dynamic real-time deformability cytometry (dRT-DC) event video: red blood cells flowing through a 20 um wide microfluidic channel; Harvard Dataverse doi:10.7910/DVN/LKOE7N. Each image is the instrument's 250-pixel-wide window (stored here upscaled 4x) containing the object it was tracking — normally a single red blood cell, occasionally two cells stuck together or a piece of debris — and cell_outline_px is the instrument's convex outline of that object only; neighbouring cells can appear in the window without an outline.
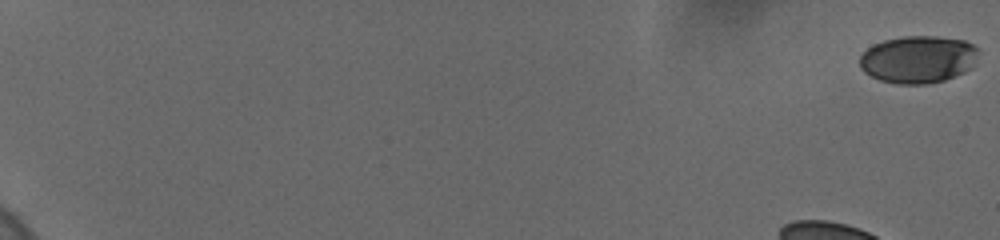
{"species": "human", "species_latin": "Homo sapiens", "temperature_condition": "cold", "stored_images_in_passage": 61, "camera_frame_rate_fps": 3000, "um_per_image_px": 0.085, "donor": {"sex": "female"}, "frame": {"image": 1, "passage_image": 1, "time_ms": 0.0, "image_size_px": [1000, 240], "cell_outline_px": [[980, 48], [972, 68], [964, 72], [944, 80], [924, 84], [900, 84], [880, 80], [864, 72], [860, 68], [860, 56], [872, 44], [884, 40], [904, 36], [936, 36], [964, 40]], "centroid_in_image_um": [78.05, 5.03], "position_along_channel_um": 6.9, "area_um2": 32.89}}
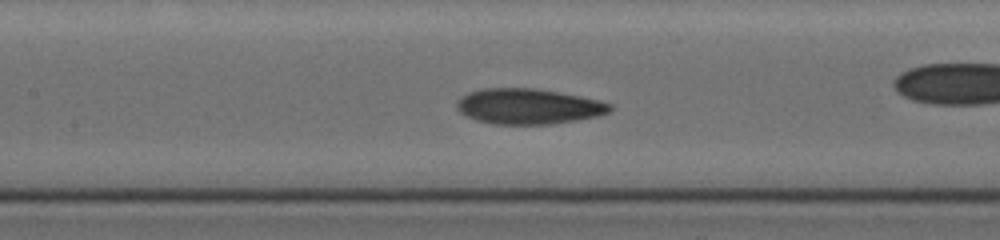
{"frame": {"image": 2, "passage_image": 26, "time_ms": 9.667, "image_size_px": [1000, 240], "cell_outline_px": [[612, 108], [608, 112], [600, 116], [552, 124], [492, 124], [476, 120], [460, 112], [456, 108], [456, 104], [460, 96], [468, 92], [480, 88], [532, 88], [580, 96], [600, 100], [612, 104]], "centroid_in_image_um": [44.89, 9.04], "position_along_channel_um": 162.5, "area_um2": 31.73}}
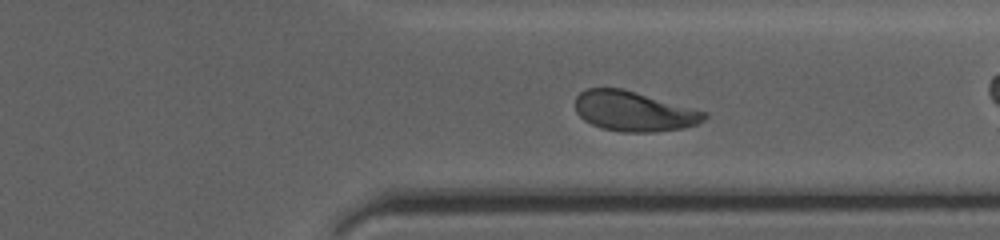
{"frame": {"image": 3, "passage_image": 46, "time_ms": 15.0, "image_size_px": [1000, 240], "cell_outline_px": [[708, 116], [704, 120], [696, 124], [684, 128], [656, 132], [620, 132], [600, 128], [584, 120], [576, 112], [576, 96], [580, 92], [588, 88], [624, 88], [708, 112]], "centroid_in_image_um": [53.89, 9.46], "position_along_channel_um": 357.5, "area_um2": 30.35}, "authors_computed_cell_mechanics": {"area_um2": 30.7496, "velocity_mm_per_s": 3.6645, "shape_relaxation_time_tau1_ms": 4.7168, "shape_relaxation_time_tau2_ms": 1.2353, "deformation_change_tau1": 0.1615, "deformation_change_tau2": 0.0653}}